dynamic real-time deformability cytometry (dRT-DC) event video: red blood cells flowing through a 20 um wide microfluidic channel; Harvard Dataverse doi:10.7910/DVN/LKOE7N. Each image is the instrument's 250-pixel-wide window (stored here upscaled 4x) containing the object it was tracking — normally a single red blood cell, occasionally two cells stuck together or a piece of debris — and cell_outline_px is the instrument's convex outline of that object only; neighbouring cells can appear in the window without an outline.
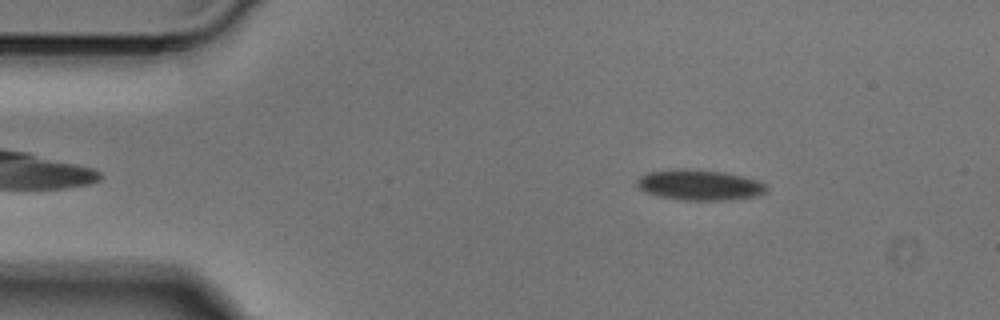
{"species": "Egyptian fruit bat (a non-hibernating species)", "species_latin": "Rousettus aegyptiacus", "temperature_condition": "cold", "stored_images_in_passage": 48, "camera_frame_rate_fps": 3000, "um_per_image_px": 0.085, "animal": {"sex": "male"}, "frame": {"image": 1, "passage_image": 6, "time_ms": 1.667, "image_size_px": [1000, 320], "cell_outline_px": [[768, 188], [764, 192], [756, 196], [728, 200], [676, 200], [660, 196], [648, 192], [640, 188], [636, 184], [636, 180], [640, 176], [648, 172], [676, 168], [692, 168], [724, 172], [744, 176], [756, 180], [764, 184]], "centroid_in_image_um": [59.44, 15.71], "position_along_channel_um": 25.6, "area_um2": 23.18}}
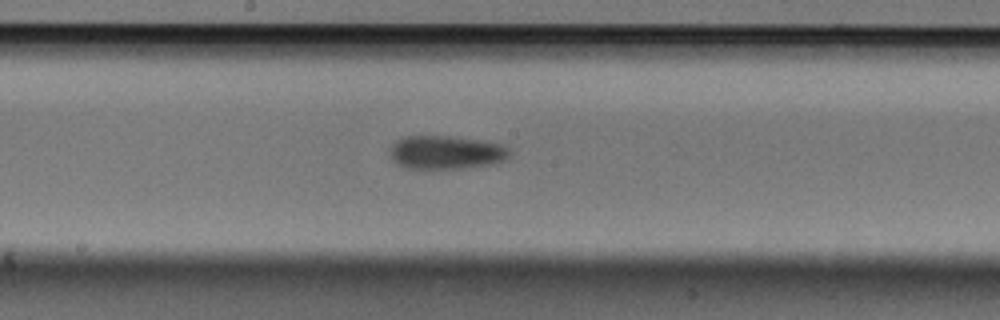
{"frame": {"image": 2, "passage_image": 24, "time_ms": 7.667, "image_size_px": [1000, 320], "cell_outline_px": [[512, 152], [504, 160], [492, 164], [464, 168], [404, 168], [396, 164], [392, 160], [388, 152], [392, 144], [396, 140], [404, 136], [448, 136], [484, 140], [500, 144], [508, 148]], "centroid_in_image_um": [37.88, 12.95], "position_along_channel_um": 210.3, "area_um2": 23.58}}
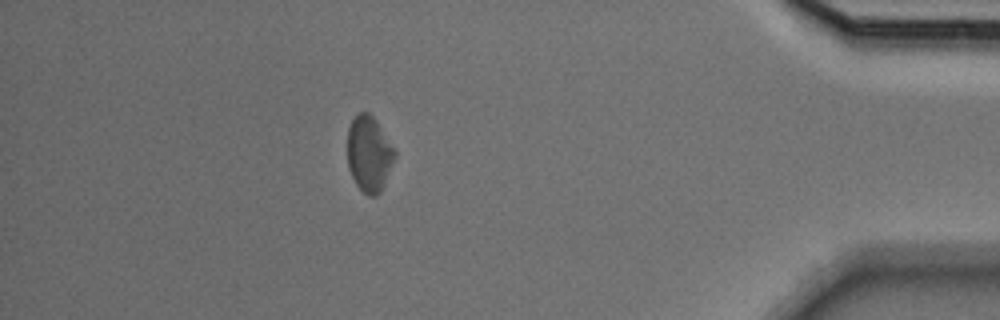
{"frame": {"image": 3, "passage_image": 42, "time_ms": 13.667, "image_size_px": [1000, 320], "cell_outline_px": [[396, 156], [384, 184], [380, 192], [376, 196], [368, 196], [356, 184], [348, 168], [348, 128], [352, 120], [360, 112], [368, 112], [376, 120], [396, 152]], "centroid_in_image_um": [31.37, 13.08], "position_along_channel_um": 403.8, "area_um2": 20.63}}